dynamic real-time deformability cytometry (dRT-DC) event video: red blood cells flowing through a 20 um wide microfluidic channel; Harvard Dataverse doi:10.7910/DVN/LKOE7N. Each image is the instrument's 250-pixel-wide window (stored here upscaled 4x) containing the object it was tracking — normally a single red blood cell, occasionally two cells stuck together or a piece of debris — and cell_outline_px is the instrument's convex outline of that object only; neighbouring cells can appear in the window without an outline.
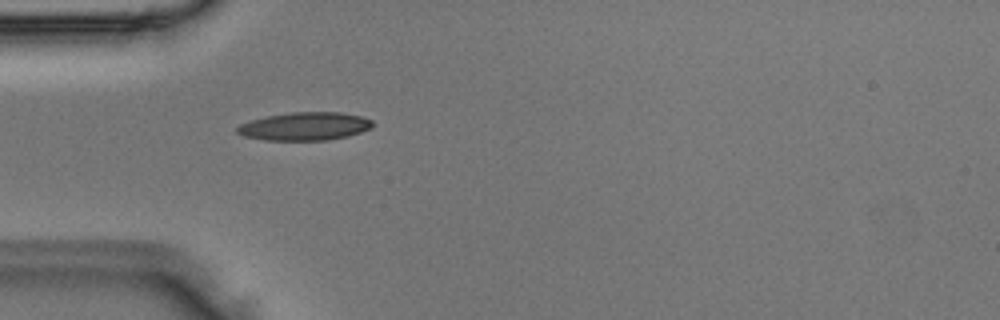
{"species": "Egyptian fruit bat (a non-hibernating species)", "species_latin": "Rousettus aegyptiacus", "temperature_condition": "room temperature", "stored_images_in_passage": 3, "camera_frame_rate_fps": 3000, "um_per_image_px": 0.085, "animal": {"sex": "male"}, "frame": {"image": 1, "passage_image": 3, "time_ms": 0.667, "image_size_px": [1000, 320], "cell_outline_px": [[376, 124], [372, 128], [348, 136], [324, 140], [264, 140], [244, 136], [236, 132], [236, 128], [240, 124], [252, 120], [268, 116], [292, 112], [340, 112], [360, 116], [372, 120]], "centroid_in_image_um": [25.93, 10.73], "position_along_channel_um": 59.1, "area_um2": 22.14}}